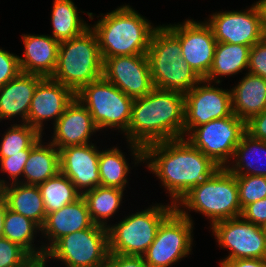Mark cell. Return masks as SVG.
Here are the masks:
<instances>
[{
    "instance_id": "cell-41",
    "label": "cell",
    "mask_w": 266,
    "mask_h": 267,
    "mask_svg": "<svg viewBox=\"0 0 266 267\" xmlns=\"http://www.w3.org/2000/svg\"><path fill=\"white\" fill-rule=\"evenodd\" d=\"M246 132L255 139L266 141V110L246 122Z\"/></svg>"
},
{
    "instance_id": "cell-27",
    "label": "cell",
    "mask_w": 266,
    "mask_h": 267,
    "mask_svg": "<svg viewBox=\"0 0 266 267\" xmlns=\"http://www.w3.org/2000/svg\"><path fill=\"white\" fill-rule=\"evenodd\" d=\"M51 11L52 36L55 40L62 42L80 36L88 28L87 23L79 11L85 13L90 20L95 19L96 14L78 10L73 0H53Z\"/></svg>"
},
{
    "instance_id": "cell-33",
    "label": "cell",
    "mask_w": 266,
    "mask_h": 267,
    "mask_svg": "<svg viewBox=\"0 0 266 267\" xmlns=\"http://www.w3.org/2000/svg\"><path fill=\"white\" fill-rule=\"evenodd\" d=\"M41 134L27 123L10 124L2 134L0 142V158L11 157L15 154H23Z\"/></svg>"
},
{
    "instance_id": "cell-23",
    "label": "cell",
    "mask_w": 266,
    "mask_h": 267,
    "mask_svg": "<svg viewBox=\"0 0 266 267\" xmlns=\"http://www.w3.org/2000/svg\"><path fill=\"white\" fill-rule=\"evenodd\" d=\"M231 91L232 111L245 123L266 110V79L243 73Z\"/></svg>"
},
{
    "instance_id": "cell-6",
    "label": "cell",
    "mask_w": 266,
    "mask_h": 267,
    "mask_svg": "<svg viewBox=\"0 0 266 267\" xmlns=\"http://www.w3.org/2000/svg\"><path fill=\"white\" fill-rule=\"evenodd\" d=\"M103 76V60L96 33L88 28L80 36L62 41L52 79L75 94L85 85Z\"/></svg>"
},
{
    "instance_id": "cell-2",
    "label": "cell",
    "mask_w": 266,
    "mask_h": 267,
    "mask_svg": "<svg viewBox=\"0 0 266 267\" xmlns=\"http://www.w3.org/2000/svg\"><path fill=\"white\" fill-rule=\"evenodd\" d=\"M144 164L160 180L173 205L221 168L185 138L147 145Z\"/></svg>"
},
{
    "instance_id": "cell-14",
    "label": "cell",
    "mask_w": 266,
    "mask_h": 267,
    "mask_svg": "<svg viewBox=\"0 0 266 267\" xmlns=\"http://www.w3.org/2000/svg\"><path fill=\"white\" fill-rule=\"evenodd\" d=\"M250 6L244 10L213 12L205 19L217 42L252 47L266 36L257 3Z\"/></svg>"
},
{
    "instance_id": "cell-28",
    "label": "cell",
    "mask_w": 266,
    "mask_h": 267,
    "mask_svg": "<svg viewBox=\"0 0 266 267\" xmlns=\"http://www.w3.org/2000/svg\"><path fill=\"white\" fill-rule=\"evenodd\" d=\"M251 46L217 42L213 63L208 75L209 82L221 83L225 77L248 72L249 52Z\"/></svg>"
},
{
    "instance_id": "cell-20",
    "label": "cell",
    "mask_w": 266,
    "mask_h": 267,
    "mask_svg": "<svg viewBox=\"0 0 266 267\" xmlns=\"http://www.w3.org/2000/svg\"><path fill=\"white\" fill-rule=\"evenodd\" d=\"M88 205L83 196L75 202L67 204L61 209L46 214V219L41 227V240L39 243L46 252L58 239L76 231L90 228L93 225ZM43 237V238H42Z\"/></svg>"
},
{
    "instance_id": "cell-44",
    "label": "cell",
    "mask_w": 266,
    "mask_h": 267,
    "mask_svg": "<svg viewBox=\"0 0 266 267\" xmlns=\"http://www.w3.org/2000/svg\"><path fill=\"white\" fill-rule=\"evenodd\" d=\"M7 205L5 200L1 197L0 198V238L3 237V230H4V216L6 213Z\"/></svg>"
},
{
    "instance_id": "cell-22",
    "label": "cell",
    "mask_w": 266,
    "mask_h": 267,
    "mask_svg": "<svg viewBox=\"0 0 266 267\" xmlns=\"http://www.w3.org/2000/svg\"><path fill=\"white\" fill-rule=\"evenodd\" d=\"M43 78L36 74L21 72L17 77L0 87V122L13 120L14 124L16 118L18 123H27L34 91Z\"/></svg>"
},
{
    "instance_id": "cell-11",
    "label": "cell",
    "mask_w": 266,
    "mask_h": 267,
    "mask_svg": "<svg viewBox=\"0 0 266 267\" xmlns=\"http://www.w3.org/2000/svg\"><path fill=\"white\" fill-rule=\"evenodd\" d=\"M245 132L246 123L232 114L195 127L185 139L218 166L226 167Z\"/></svg>"
},
{
    "instance_id": "cell-38",
    "label": "cell",
    "mask_w": 266,
    "mask_h": 267,
    "mask_svg": "<svg viewBox=\"0 0 266 267\" xmlns=\"http://www.w3.org/2000/svg\"><path fill=\"white\" fill-rule=\"evenodd\" d=\"M21 73L18 55L0 47V87Z\"/></svg>"
},
{
    "instance_id": "cell-26",
    "label": "cell",
    "mask_w": 266,
    "mask_h": 267,
    "mask_svg": "<svg viewBox=\"0 0 266 267\" xmlns=\"http://www.w3.org/2000/svg\"><path fill=\"white\" fill-rule=\"evenodd\" d=\"M226 168L235 176H266V141L245 132Z\"/></svg>"
},
{
    "instance_id": "cell-9",
    "label": "cell",
    "mask_w": 266,
    "mask_h": 267,
    "mask_svg": "<svg viewBox=\"0 0 266 267\" xmlns=\"http://www.w3.org/2000/svg\"><path fill=\"white\" fill-rule=\"evenodd\" d=\"M45 254L65 267H105L109 254L108 228L93 224L58 239Z\"/></svg>"
},
{
    "instance_id": "cell-35",
    "label": "cell",
    "mask_w": 266,
    "mask_h": 267,
    "mask_svg": "<svg viewBox=\"0 0 266 267\" xmlns=\"http://www.w3.org/2000/svg\"><path fill=\"white\" fill-rule=\"evenodd\" d=\"M31 146L23 150V154H15L11 157L0 158V172L7 174V178H0V186L4 187L9 184L22 183L23 170L28 160ZM10 180V181H9Z\"/></svg>"
},
{
    "instance_id": "cell-32",
    "label": "cell",
    "mask_w": 266,
    "mask_h": 267,
    "mask_svg": "<svg viewBox=\"0 0 266 267\" xmlns=\"http://www.w3.org/2000/svg\"><path fill=\"white\" fill-rule=\"evenodd\" d=\"M38 187L46 214L57 211L82 196L71 180L61 172L39 184Z\"/></svg>"
},
{
    "instance_id": "cell-30",
    "label": "cell",
    "mask_w": 266,
    "mask_h": 267,
    "mask_svg": "<svg viewBox=\"0 0 266 267\" xmlns=\"http://www.w3.org/2000/svg\"><path fill=\"white\" fill-rule=\"evenodd\" d=\"M41 233V228L31 219L6 209L4 216L3 238L22 247L30 256L45 254L43 245L36 243L37 234Z\"/></svg>"
},
{
    "instance_id": "cell-15",
    "label": "cell",
    "mask_w": 266,
    "mask_h": 267,
    "mask_svg": "<svg viewBox=\"0 0 266 267\" xmlns=\"http://www.w3.org/2000/svg\"><path fill=\"white\" fill-rule=\"evenodd\" d=\"M180 41L181 56L204 79L212 66L217 41L206 21L185 19L180 23L164 24Z\"/></svg>"
},
{
    "instance_id": "cell-39",
    "label": "cell",
    "mask_w": 266,
    "mask_h": 267,
    "mask_svg": "<svg viewBox=\"0 0 266 267\" xmlns=\"http://www.w3.org/2000/svg\"><path fill=\"white\" fill-rule=\"evenodd\" d=\"M244 220L265 227L266 225V198L246 205L240 215Z\"/></svg>"
},
{
    "instance_id": "cell-16",
    "label": "cell",
    "mask_w": 266,
    "mask_h": 267,
    "mask_svg": "<svg viewBox=\"0 0 266 267\" xmlns=\"http://www.w3.org/2000/svg\"><path fill=\"white\" fill-rule=\"evenodd\" d=\"M103 77L133 99L143 97L155 88L147 54L106 58Z\"/></svg>"
},
{
    "instance_id": "cell-46",
    "label": "cell",
    "mask_w": 266,
    "mask_h": 267,
    "mask_svg": "<svg viewBox=\"0 0 266 267\" xmlns=\"http://www.w3.org/2000/svg\"><path fill=\"white\" fill-rule=\"evenodd\" d=\"M2 197V187L0 186V198Z\"/></svg>"
},
{
    "instance_id": "cell-12",
    "label": "cell",
    "mask_w": 266,
    "mask_h": 267,
    "mask_svg": "<svg viewBox=\"0 0 266 267\" xmlns=\"http://www.w3.org/2000/svg\"><path fill=\"white\" fill-rule=\"evenodd\" d=\"M210 229L221 249L229 250L224 259H265L266 231L264 227L244 220L241 216L214 223Z\"/></svg>"
},
{
    "instance_id": "cell-42",
    "label": "cell",
    "mask_w": 266,
    "mask_h": 267,
    "mask_svg": "<svg viewBox=\"0 0 266 267\" xmlns=\"http://www.w3.org/2000/svg\"><path fill=\"white\" fill-rule=\"evenodd\" d=\"M220 267H266V258L265 259H229V260H220Z\"/></svg>"
},
{
    "instance_id": "cell-25",
    "label": "cell",
    "mask_w": 266,
    "mask_h": 267,
    "mask_svg": "<svg viewBox=\"0 0 266 267\" xmlns=\"http://www.w3.org/2000/svg\"><path fill=\"white\" fill-rule=\"evenodd\" d=\"M7 208L34 221L40 228L46 219L43 198L38 185L14 183L2 187Z\"/></svg>"
},
{
    "instance_id": "cell-18",
    "label": "cell",
    "mask_w": 266,
    "mask_h": 267,
    "mask_svg": "<svg viewBox=\"0 0 266 267\" xmlns=\"http://www.w3.org/2000/svg\"><path fill=\"white\" fill-rule=\"evenodd\" d=\"M99 149L96 143H89L59 150L60 172L71 180L82 195L100 186Z\"/></svg>"
},
{
    "instance_id": "cell-5",
    "label": "cell",
    "mask_w": 266,
    "mask_h": 267,
    "mask_svg": "<svg viewBox=\"0 0 266 267\" xmlns=\"http://www.w3.org/2000/svg\"><path fill=\"white\" fill-rule=\"evenodd\" d=\"M147 57L156 89L186 93L202 80L181 56L179 39L164 24L154 30Z\"/></svg>"
},
{
    "instance_id": "cell-29",
    "label": "cell",
    "mask_w": 266,
    "mask_h": 267,
    "mask_svg": "<svg viewBox=\"0 0 266 267\" xmlns=\"http://www.w3.org/2000/svg\"><path fill=\"white\" fill-rule=\"evenodd\" d=\"M124 191L119 188L100 185L82 195L86 200L89 214L94 224L106 228L112 224L109 219L114 217L115 214L117 215L123 205Z\"/></svg>"
},
{
    "instance_id": "cell-19",
    "label": "cell",
    "mask_w": 266,
    "mask_h": 267,
    "mask_svg": "<svg viewBox=\"0 0 266 267\" xmlns=\"http://www.w3.org/2000/svg\"><path fill=\"white\" fill-rule=\"evenodd\" d=\"M52 129L50 142L59 150L92 143L93 135L100 132L87 108L76 98L66 107Z\"/></svg>"
},
{
    "instance_id": "cell-24",
    "label": "cell",
    "mask_w": 266,
    "mask_h": 267,
    "mask_svg": "<svg viewBox=\"0 0 266 267\" xmlns=\"http://www.w3.org/2000/svg\"><path fill=\"white\" fill-rule=\"evenodd\" d=\"M41 135L32 145L23 170L22 183L39 185L60 172V152Z\"/></svg>"
},
{
    "instance_id": "cell-8",
    "label": "cell",
    "mask_w": 266,
    "mask_h": 267,
    "mask_svg": "<svg viewBox=\"0 0 266 267\" xmlns=\"http://www.w3.org/2000/svg\"><path fill=\"white\" fill-rule=\"evenodd\" d=\"M75 98L87 108L99 131L113 129L124 134L128 130L134 99L103 76L83 86Z\"/></svg>"
},
{
    "instance_id": "cell-10",
    "label": "cell",
    "mask_w": 266,
    "mask_h": 267,
    "mask_svg": "<svg viewBox=\"0 0 266 267\" xmlns=\"http://www.w3.org/2000/svg\"><path fill=\"white\" fill-rule=\"evenodd\" d=\"M194 221L174 209L160 224L155 239L142 256L148 267H172L191 255Z\"/></svg>"
},
{
    "instance_id": "cell-21",
    "label": "cell",
    "mask_w": 266,
    "mask_h": 267,
    "mask_svg": "<svg viewBox=\"0 0 266 267\" xmlns=\"http://www.w3.org/2000/svg\"><path fill=\"white\" fill-rule=\"evenodd\" d=\"M23 57L18 55L22 73L52 77L57 67L60 42L50 35L22 34Z\"/></svg>"
},
{
    "instance_id": "cell-36",
    "label": "cell",
    "mask_w": 266,
    "mask_h": 267,
    "mask_svg": "<svg viewBox=\"0 0 266 267\" xmlns=\"http://www.w3.org/2000/svg\"><path fill=\"white\" fill-rule=\"evenodd\" d=\"M29 257L18 244L0 238V267H20Z\"/></svg>"
},
{
    "instance_id": "cell-40",
    "label": "cell",
    "mask_w": 266,
    "mask_h": 267,
    "mask_svg": "<svg viewBox=\"0 0 266 267\" xmlns=\"http://www.w3.org/2000/svg\"><path fill=\"white\" fill-rule=\"evenodd\" d=\"M105 267H148L142 256L109 253Z\"/></svg>"
},
{
    "instance_id": "cell-3",
    "label": "cell",
    "mask_w": 266,
    "mask_h": 267,
    "mask_svg": "<svg viewBox=\"0 0 266 267\" xmlns=\"http://www.w3.org/2000/svg\"><path fill=\"white\" fill-rule=\"evenodd\" d=\"M125 3L106 14L97 15L90 28L96 33L102 60L114 56L147 54L154 25Z\"/></svg>"
},
{
    "instance_id": "cell-37",
    "label": "cell",
    "mask_w": 266,
    "mask_h": 267,
    "mask_svg": "<svg viewBox=\"0 0 266 267\" xmlns=\"http://www.w3.org/2000/svg\"><path fill=\"white\" fill-rule=\"evenodd\" d=\"M248 73L266 79V36L250 48Z\"/></svg>"
},
{
    "instance_id": "cell-1",
    "label": "cell",
    "mask_w": 266,
    "mask_h": 267,
    "mask_svg": "<svg viewBox=\"0 0 266 267\" xmlns=\"http://www.w3.org/2000/svg\"><path fill=\"white\" fill-rule=\"evenodd\" d=\"M184 93L154 88L132 104L128 130L123 134L131 165H144V148L152 143L184 138Z\"/></svg>"
},
{
    "instance_id": "cell-17",
    "label": "cell",
    "mask_w": 266,
    "mask_h": 267,
    "mask_svg": "<svg viewBox=\"0 0 266 267\" xmlns=\"http://www.w3.org/2000/svg\"><path fill=\"white\" fill-rule=\"evenodd\" d=\"M74 98L75 93L70 88L51 77H44L34 91L27 124L41 135L46 134L43 132L45 122L52 121L54 125Z\"/></svg>"
},
{
    "instance_id": "cell-45",
    "label": "cell",
    "mask_w": 266,
    "mask_h": 267,
    "mask_svg": "<svg viewBox=\"0 0 266 267\" xmlns=\"http://www.w3.org/2000/svg\"><path fill=\"white\" fill-rule=\"evenodd\" d=\"M262 16L263 27L266 32V0L256 1Z\"/></svg>"
},
{
    "instance_id": "cell-4",
    "label": "cell",
    "mask_w": 266,
    "mask_h": 267,
    "mask_svg": "<svg viewBox=\"0 0 266 267\" xmlns=\"http://www.w3.org/2000/svg\"><path fill=\"white\" fill-rule=\"evenodd\" d=\"M184 217L192 220L191 211L202 214L214 223L241 215L236 176L226 167L219 168L211 177L192 187L175 205Z\"/></svg>"
},
{
    "instance_id": "cell-43",
    "label": "cell",
    "mask_w": 266,
    "mask_h": 267,
    "mask_svg": "<svg viewBox=\"0 0 266 267\" xmlns=\"http://www.w3.org/2000/svg\"><path fill=\"white\" fill-rule=\"evenodd\" d=\"M48 260L50 258L46 254L30 256L20 267H46Z\"/></svg>"
},
{
    "instance_id": "cell-13",
    "label": "cell",
    "mask_w": 266,
    "mask_h": 267,
    "mask_svg": "<svg viewBox=\"0 0 266 267\" xmlns=\"http://www.w3.org/2000/svg\"><path fill=\"white\" fill-rule=\"evenodd\" d=\"M219 84L202 79L184 93V138L195 127L233 114L231 91Z\"/></svg>"
},
{
    "instance_id": "cell-34",
    "label": "cell",
    "mask_w": 266,
    "mask_h": 267,
    "mask_svg": "<svg viewBox=\"0 0 266 267\" xmlns=\"http://www.w3.org/2000/svg\"><path fill=\"white\" fill-rule=\"evenodd\" d=\"M241 208L266 198V176H236Z\"/></svg>"
},
{
    "instance_id": "cell-7",
    "label": "cell",
    "mask_w": 266,
    "mask_h": 267,
    "mask_svg": "<svg viewBox=\"0 0 266 267\" xmlns=\"http://www.w3.org/2000/svg\"><path fill=\"white\" fill-rule=\"evenodd\" d=\"M175 209V205L153 203L136 213L122 217L108 227L109 253L143 256L155 239L162 221Z\"/></svg>"
},
{
    "instance_id": "cell-31",
    "label": "cell",
    "mask_w": 266,
    "mask_h": 267,
    "mask_svg": "<svg viewBox=\"0 0 266 267\" xmlns=\"http://www.w3.org/2000/svg\"><path fill=\"white\" fill-rule=\"evenodd\" d=\"M128 159L118 146L105 150L100 148V185L125 190L126 185H129L128 174L133 169Z\"/></svg>"
}]
</instances>
